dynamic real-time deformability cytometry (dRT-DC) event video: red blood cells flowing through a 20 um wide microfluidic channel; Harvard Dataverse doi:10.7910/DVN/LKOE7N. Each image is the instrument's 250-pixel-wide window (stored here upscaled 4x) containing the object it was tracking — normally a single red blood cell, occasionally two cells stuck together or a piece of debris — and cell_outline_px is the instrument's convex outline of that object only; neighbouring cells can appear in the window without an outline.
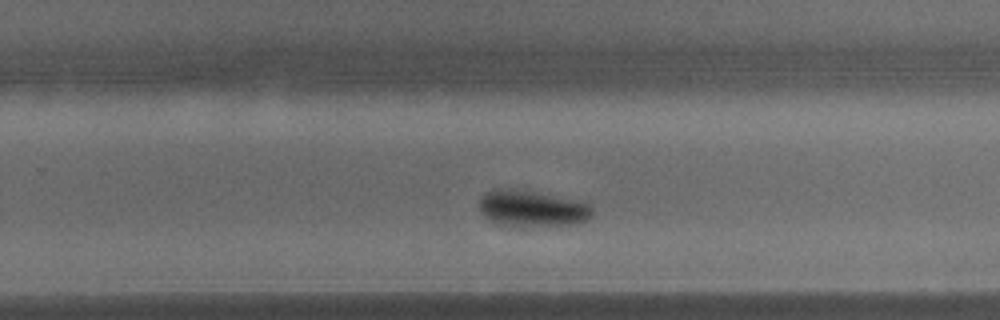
{"species": "common noctule bat (a hibernating species)", "species_latin": "Nyctalus noctula", "temperature_condition": "warm", "stored_images_in_passage": 32, "camera_frame_rate_fps": 3000, "um_per_image_px": 0.085, "animal": {"sex": "male", "body_mass_g": 15.6}, "frame": {"image": 1, "passage_image": 19, "time_ms": 6.0, "image_size_px": [1000, 320], "cell_outline_px": [[592, 216], [588, 220], [576, 224], [512, 224], [492, 220], [484, 216], [480, 212], [480, 196], [484, 192], [496, 188], [500, 188], [532, 192], [588, 200], [592, 208]], "centroid_in_image_um": [45.31, 17.67], "position_along_channel_um": 284.5, "area_um2": 23.35}}